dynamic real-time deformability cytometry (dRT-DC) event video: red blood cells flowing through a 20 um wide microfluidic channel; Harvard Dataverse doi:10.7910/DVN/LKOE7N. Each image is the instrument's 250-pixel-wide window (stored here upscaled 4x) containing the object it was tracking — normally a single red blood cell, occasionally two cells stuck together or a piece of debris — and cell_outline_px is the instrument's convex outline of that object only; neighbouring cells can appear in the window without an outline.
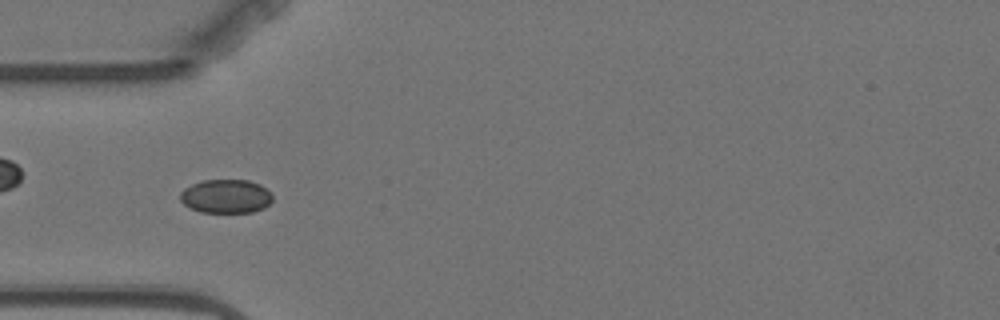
{"species": "Egyptian fruit bat (a non-hibernating species)", "species_latin": "Rousettus aegyptiacus", "temperature_condition": "warm", "stored_images_in_passage": 11, "camera_frame_rate_fps": 3000, "um_per_image_px": 0.085, "animal": {"sex": "female"}, "frame": {"image": 1, "passage_image": 5, "time_ms": 5.667, "image_size_px": [1000, 320], "cell_outline_px": [[272, 200], [264, 208], [252, 212], [200, 212], [188, 208], [180, 200], [180, 192], [184, 188], [200, 180], [248, 180], [260, 184], [268, 188], [272, 192]], "centroid_in_image_um": [19.2, 16.68], "position_along_channel_um": 65.8, "area_um2": 18.44}}
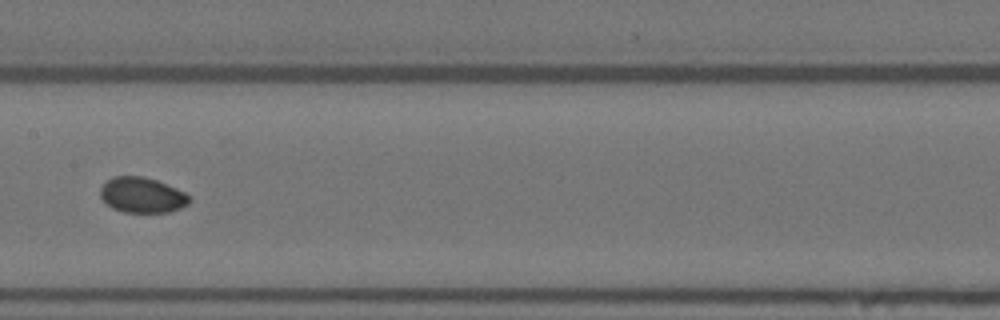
{"frame": {"image": 2, "passage_image": 8, "time_ms": 9.333, "image_size_px": [1000, 320], "cell_outline_px": [[192, 200], [188, 204], [180, 208], [168, 212], [124, 212], [112, 208], [100, 196], [100, 188], [112, 176], [144, 176], [156, 180], [176, 188], [184, 192]], "centroid_in_image_um": [12.08, 16.58], "position_along_channel_um": 195.3, "area_um2": 18.26}}
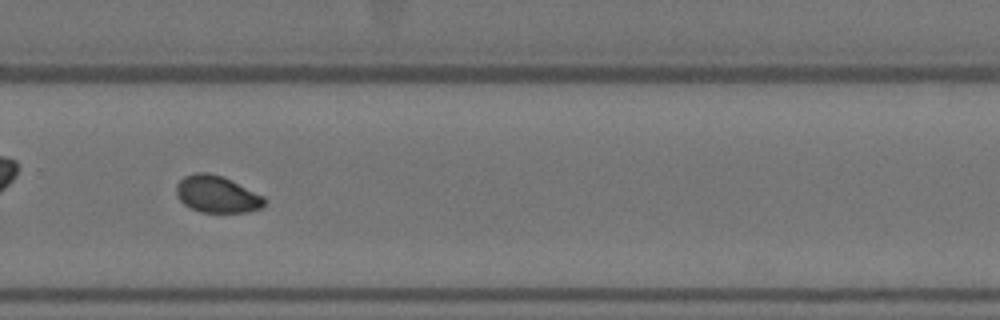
{"frame": {"image": 3, "passage_image": 11, "time_ms": 12.667, "image_size_px": [1000, 320], "cell_outline_px": [[268, 200], [260, 208], [248, 212], [200, 212], [188, 208], [176, 196], [176, 184], [184, 176], [196, 172], [208, 172], [220, 176], [264, 196]], "centroid_in_image_um": [18.4, 16.52], "position_along_channel_um": 311.4, "area_um2": 18.9}}